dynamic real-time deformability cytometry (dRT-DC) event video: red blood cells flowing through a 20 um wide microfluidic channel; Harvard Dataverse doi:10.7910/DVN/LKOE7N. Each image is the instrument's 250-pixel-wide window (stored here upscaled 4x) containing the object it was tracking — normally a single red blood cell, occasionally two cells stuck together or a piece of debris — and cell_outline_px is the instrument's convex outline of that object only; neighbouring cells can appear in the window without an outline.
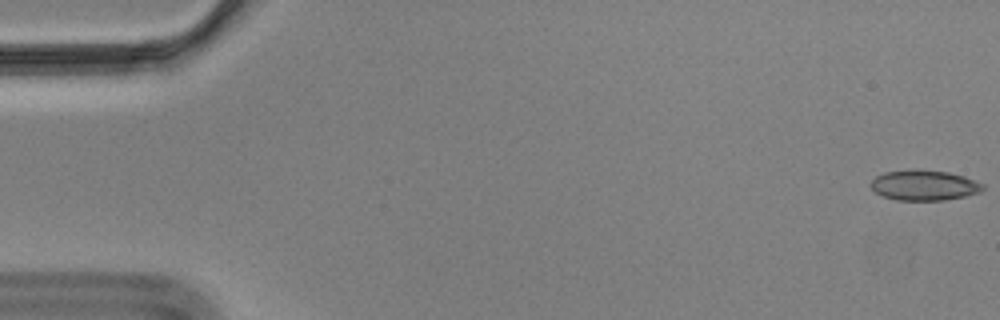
{"species": "Egyptian fruit bat (a non-hibernating species)", "species_latin": "Rousettus aegyptiacus", "temperature_condition": "cold", "stored_images_in_passage": 56, "camera_frame_rate_fps": 3000, "um_per_image_px": 0.085, "animal": {"sex": "male"}, "frame": {"image": 1, "passage_image": 1, "time_ms": 0.0, "image_size_px": [1000, 320], "cell_outline_px": [[984, 188], [980, 192], [964, 196], [944, 200], [896, 200], [884, 196], [876, 192], [868, 184], [876, 176], [884, 172], [948, 172], [964, 176], [984, 184]], "centroid_in_image_um": [78.57, 15.79], "position_along_channel_um": 6.4, "area_um2": 19.02}}
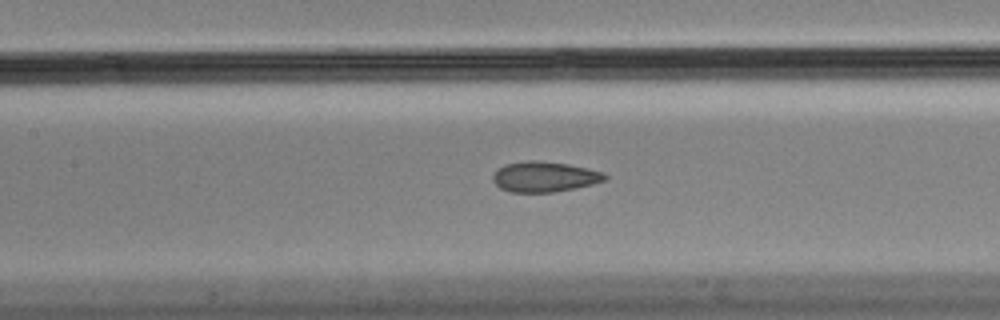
{"frame": {"image": 2, "passage_image": 26, "time_ms": 8.333, "image_size_px": [1000, 320], "cell_outline_px": [[608, 180], [592, 184], [552, 192], [512, 192], [500, 188], [492, 180], [492, 176], [504, 164], [524, 160], [536, 160], [568, 164], [588, 168], [604, 172], [608, 176]], "centroid_in_image_um": [46.3, 15.01], "position_along_channel_um": 161.1, "area_um2": 19.83}}
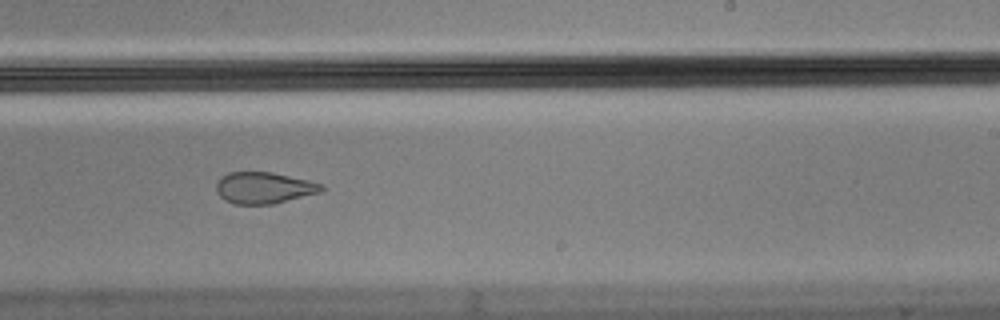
{"frame": {"image": 3, "passage_image": 35, "time_ms": 11.333, "image_size_px": [1000, 320], "cell_outline_px": [[324, 188], [320, 192], [272, 204], [236, 204], [224, 200], [216, 192], [216, 184], [220, 176], [228, 172], [272, 172], [308, 180], [324, 184]], "centroid_in_image_um": [22.4, 15.96], "position_along_channel_um": 266.6, "area_um2": 19.31}, "authors_computed_cell_mechanics": {"area_um2": 20.2589, "velocity_mm_per_s": 3.5311, "shape_relaxation_time_tau1_ms": null, "shape_relaxation_time_tau2_ms": 1.4572, "deformation_change_tau1": null, "deformation_change_tau2": 0.0605}}